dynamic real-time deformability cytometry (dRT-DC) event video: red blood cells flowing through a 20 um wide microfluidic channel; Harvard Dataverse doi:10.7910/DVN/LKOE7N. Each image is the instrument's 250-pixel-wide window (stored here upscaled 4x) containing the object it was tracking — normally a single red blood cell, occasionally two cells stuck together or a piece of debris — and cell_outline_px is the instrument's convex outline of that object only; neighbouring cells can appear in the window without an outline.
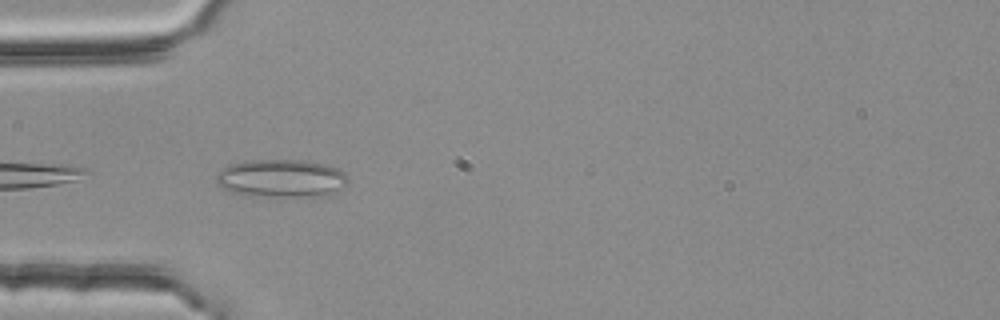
{"species": "common noctule bat (a hibernating species)", "species_latin": "Nyctalus noctula", "temperature_condition": "room temperature", "stored_images_in_passage": 7, "camera_frame_rate_fps": 3000, "um_per_image_px": 0.085, "animal": {"sex": "female", "body_mass_g": 25.1}, "frame": {"image": 1, "passage_image": 2, "time_ms": 0.333, "image_size_px": [1000, 320], "cell_outline_px": [[348, 184], [344, 188], [304, 196], [248, 196], [232, 192], [216, 184], [216, 176], [228, 164], [252, 160], [308, 160], [324, 164], [336, 168], [344, 172], [348, 176]], "centroid_in_image_um": [23.87, 15.14], "position_along_channel_um": 61.1, "area_um2": 28.78}}